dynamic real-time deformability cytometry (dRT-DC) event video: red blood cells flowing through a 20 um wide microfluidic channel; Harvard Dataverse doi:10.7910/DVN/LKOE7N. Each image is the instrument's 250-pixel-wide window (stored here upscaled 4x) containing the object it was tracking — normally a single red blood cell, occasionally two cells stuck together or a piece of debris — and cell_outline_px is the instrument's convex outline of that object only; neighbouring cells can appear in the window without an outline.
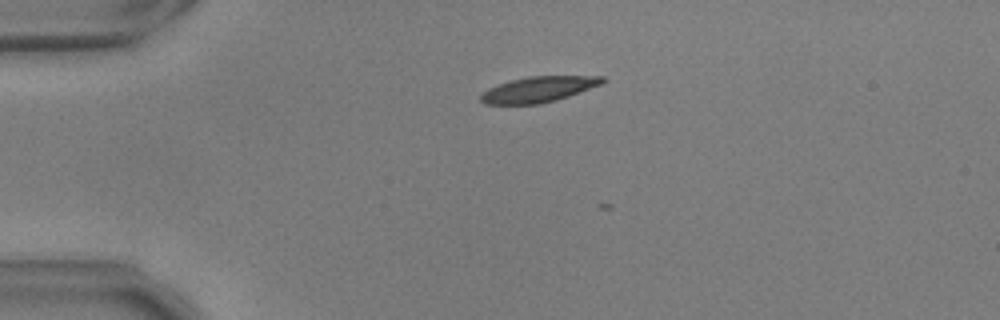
{"species": "common noctule bat (a hibernating species)", "species_latin": "Nyctalus noctula", "temperature_condition": "warm", "stored_images_in_passage": 6, "camera_frame_rate_fps": 3000, "um_per_image_px": 0.085, "animal": {"sex": "male", "body_mass_g": 17.9, "forearm_length_mm": 54.2}, "frame": {"image": 1, "passage_image": 5, "time_ms": 1.333, "image_size_px": [1000, 320], "cell_outline_px": [[608, 80], [604, 84], [556, 100], [540, 104], [484, 104], [480, 100], [480, 96], [488, 88], [512, 80], [528, 76], [604, 76]], "centroid_in_image_um": [45.83, 7.59], "position_along_channel_um": 39.2, "area_um2": 18.21}}